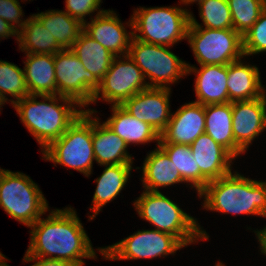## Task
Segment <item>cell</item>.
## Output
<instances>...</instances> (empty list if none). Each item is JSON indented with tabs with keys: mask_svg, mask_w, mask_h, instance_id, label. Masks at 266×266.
Wrapping results in <instances>:
<instances>
[{
	"mask_svg": "<svg viewBox=\"0 0 266 266\" xmlns=\"http://www.w3.org/2000/svg\"><path fill=\"white\" fill-rule=\"evenodd\" d=\"M38 98L42 101H37ZM12 106L21 123L39 143L41 152L60 138L85 111L74 99L60 95L29 94Z\"/></svg>",
	"mask_w": 266,
	"mask_h": 266,
	"instance_id": "obj_2",
	"label": "cell"
},
{
	"mask_svg": "<svg viewBox=\"0 0 266 266\" xmlns=\"http://www.w3.org/2000/svg\"><path fill=\"white\" fill-rule=\"evenodd\" d=\"M265 88L256 65L249 64L242 58L228 64L229 102L257 99L266 93Z\"/></svg>",
	"mask_w": 266,
	"mask_h": 266,
	"instance_id": "obj_20",
	"label": "cell"
},
{
	"mask_svg": "<svg viewBox=\"0 0 266 266\" xmlns=\"http://www.w3.org/2000/svg\"><path fill=\"white\" fill-rule=\"evenodd\" d=\"M205 133V106L194 101L185 103L171 113L159 143L191 145Z\"/></svg>",
	"mask_w": 266,
	"mask_h": 266,
	"instance_id": "obj_16",
	"label": "cell"
},
{
	"mask_svg": "<svg viewBox=\"0 0 266 266\" xmlns=\"http://www.w3.org/2000/svg\"><path fill=\"white\" fill-rule=\"evenodd\" d=\"M17 43L19 50L25 54L55 55L62 51L53 35L34 14L27 18L24 26L18 31Z\"/></svg>",
	"mask_w": 266,
	"mask_h": 266,
	"instance_id": "obj_27",
	"label": "cell"
},
{
	"mask_svg": "<svg viewBox=\"0 0 266 266\" xmlns=\"http://www.w3.org/2000/svg\"><path fill=\"white\" fill-rule=\"evenodd\" d=\"M71 51L83 63L84 68L99 81L104 78L115 57V55L91 38L84 30L80 32Z\"/></svg>",
	"mask_w": 266,
	"mask_h": 266,
	"instance_id": "obj_26",
	"label": "cell"
},
{
	"mask_svg": "<svg viewBox=\"0 0 266 266\" xmlns=\"http://www.w3.org/2000/svg\"><path fill=\"white\" fill-rule=\"evenodd\" d=\"M112 115L104 123L121 139L128 147L131 144H148L160 140V134L148 123L140 121L127 112L121 105L111 106Z\"/></svg>",
	"mask_w": 266,
	"mask_h": 266,
	"instance_id": "obj_23",
	"label": "cell"
},
{
	"mask_svg": "<svg viewBox=\"0 0 266 266\" xmlns=\"http://www.w3.org/2000/svg\"><path fill=\"white\" fill-rule=\"evenodd\" d=\"M34 15L53 35L62 50H71L83 30V24L63 10L51 9Z\"/></svg>",
	"mask_w": 266,
	"mask_h": 266,
	"instance_id": "obj_28",
	"label": "cell"
},
{
	"mask_svg": "<svg viewBox=\"0 0 266 266\" xmlns=\"http://www.w3.org/2000/svg\"><path fill=\"white\" fill-rule=\"evenodd\" d=\"M133 206L141 219L152 224L156 230L175 236L185 247L203 240L209 241V235L197 218L183 211L161 191L143 190Z\"/></svg>",
	"mask_w": 266,
	"mask_h": 266,
	"instance_id": "obj_4",
	"label": "cell"
},
{
	"mask_svg": "<svg viewBox=\"0 0 266 266\" xmlns=\"http://www.w3.org/2000/svg\"><path fill=\"white\" fill-rule=\"evenodd\" d=\"M190 147L201 174L209 182L232 172L236 158L206 133L200 135Z\"/></svg>",
	"mask_w": 266,
	"mask_h": 266,
	"instance_id": "obj_19",
	"label": "cell"
},
{
	"mask_svg": "<svg viewBox=\"0 0 266 266\" xmlns=\"http://www.w3.org/2000/svg\"><path fill=\"white\" fill-rule=\"evenodd\" d=\"M30 230V243L24 256L67 260L85 265L83 259H97L77 212L71 206L49 209L47 218L40 217Z\"/></svg>",
	"mask_w": 266,
	"mask_h": 266,
	"instance_id": "obj_1",
	"label": "cell"
},
{
	"mask_svg": "<svg viewBox=\"0 0 266 266\" xmlns=\"http://www.w3.org/2000/svg\"><path fill=\"white\" fill-rule=\"evenodd\" d=\"M170 46L131 40L128 56L141 69L148 87L169 88L187 76V63L170 51ZM150 80V81H149Z\"/></svg>",
	"mask_w": 266,
	"mask_h": 266,
	"instance_id": "obj_8",
	"label": "cell"
},
{
	"mask_svg": "<svg viewBox=\"0 0 266 266\" xmlns=\"http://www.w3.org/2000/svg\"><path fill=\"white\" fill-rule=\"evenodd\" d=\"M142 165L141 182L144 190L160 192L159 188L186 183L167 154L157 145Z\"/></svg>",
	"mask_w": 266,
	"mask_h": 266,
	"instance_id": "obj_21",
	"label": "cell"
},
{
	"mask_svg": "<svg viewBox=\"0 0 266 266\" xmlns=\"http://www.w3.org/2000/svg\"><path fill=\"white\" fill-rule=\"evenodd\" d=\"M92 112V145L96 163L100 166L114 164H133V156L127 151V143L114 133L100 117L98 111L85 109ZM95 114V115H94Z\"/></svg>",
	"mask_w": 266,
	"mask_h": 266,
	"instance_id": "obj_18",
	"label": "cell"
},
{
	"mask_svg": "<svg viewBox=\"0 0 266 266\" xmlns=\"http://www.w3.org/2000/svg\"><path fill=\"white\" fill-rule=\"evenodd\" d=\"M19 0H0V17L7 21L18 32L26 23Z\"/></svg>",
	"mask_w": 266,
	"mask_h": 266,
	"instance_id": "obj_35",
	"label": "cell"
},
{
	"mask_svg": "<svg viewBox=\"0 0 266 266\" xmlns=\"http://www.w3.org/2000/svg\"><path fill=\"white\" fill-rule=\"evenodd\" d=\"M200 68L187 63V75L195 74L194 91L196 100L204 106L229 103L227 89L228 65H199Z\"/></svg>",
	"mask_w": 266,
	"mask_h": 266,
	"instance_id": "obj_17",
	"label": "cell"
},
{
	"mask_svg": "<svg viewBox=\"0 0 266 266\" xmlns=\"http://www.w3.org/2000/svg\"><path fill=\"white\" fill-rule=\"evenodd\" d=\"M214 266H226L222 261H218Z\"/></svg>",
	"mask_w": 266,
	"mask_h": 266,
	"instance_id": "obj_42",
	"label": "cell"
},
{
	"mask_svg": "<svg viewBox=\"0 0 266 266\" xmlns=\"http://www.w3.org/2000/svg\"><path fill=\"white\" fill-rule=\"evenodd\" d=\"M158 146L167 154L171 162H173L181 178L186 182V185H190L189 187L196 189L197 194L209 183L201 174L199 166H197L192 155L190 145L158 143Z\"/></svg>",
	"mask_w": 266,
	"mask_h": 266,
	"instance_id": "obj_29",
	"label": "cell"
},
{
	"mask_svg": "<svg viewBox=\"0 0 266 266\" xmlns=\"http://www.w3.org/2000/svg\"><path fill=\"white\" fill-rule=\"evenodd\" d=\"M232 126V102L205 106V133L237 158L245 152L235 143Z\"/></svg>",
	"mask_w": 266,
	"mask_h": 266,
	"instance_id": "obj_24",
	"label": "cell"
},
{
	"mask_svg": "<svg viewBox=\"0 0 266 266\" xmlns=\"http://www.w3.org/2000/svg\"><path fill=\"white\" fill-rule=\"evenodd\" d=\"M171 89L148 87L126 100L121 106L133 117L148 123L161 134L171 117Z\"/></svg>",
	"mask_w": 266,
	"mask_h": 266,
	"instance_id": "obj_13",
	"label": "cell"
},
{
	"mask_svg": "<svg viewBox=\"0 0 266 266\" xmlns=\"http://www.w3.org/2000/svg\"><path fill=\"white\" fill-rule=\"evenodd\" d=\"M57 95L74 99L84 109L91 104L100 88V81L88 70L71 50L54 55Z\"/></svg>",
	"mask_w": 266,
	"mask_h": 266,
	"instance_id": "obj_12",
	"label": "cell"
},
{
	"mask_svg": "<svg viewBox=\"0 0 266 266\" xmlns=\"http://www.w3.org/2000/svg\"><path fill=\"white\" fill-rule=\"evenodd\" d=\"M24 76L30 95H57L54 55L25 54Z\"/></svg>",
	"mask_w": 266,
	"mask_h": 266,
	"instance_id": "obj_25",
	"label": "cell"
},
{
	"mask_svg": "<svg viewBox=\"0 0 266 266\" xmlns=\"http://www.w3.org/2000/svg\"><path fill=\"white\" fill-rule=\"evenodd\" d=\"M23 262L34 264L30 266H81L79 263L67 261V260H57V259H45L36 256H23Z\"/></svg>",
	"mask_w": 266,
	"mask_h": 266,
	"instance_id": "obj_36",
	"label": "cell"
},
{
	"mask_svg": "<svg viewBox=\"0 0 266 266\" xmlns=\"http://www.w3.org/2000/svg\"><path fill=\"white\" fill-rule=\"evenodd\" d=\"M148 88V83L141 69L128 56H115L100 88L94 94L92 104L105 101L111 106L122 105L130 97Z\"/></svg>",
	"mask_w": 266,
	"mask_h": 266,
	"instance_id": "obj_11",
	"label": "cell"
},
{
	"mask_svg": "<svg viewBox=\"0 0 266 266\" xmlns=\"http://www.w3.org/2000/svg\"><path fill=\"white\" fill-rule=\"evenodd\" d=\"M101 3L102 0H65L64 11L84 25L88 20L86 16H89L91 20L93 13L95 15L96 12L99 15L105 11V9H100Z\"/></svg>",
	"mask_w": 266,
	"mask_h": 266,
	"instance_id": "obj_34",
	"label": "cell"
},
{
	"mask_svg": "<svg viewBox=\"0 0 266 266\" xmlns=\"http://www.w3.org/2000/svg\"><path fill=\"white\" fill-rule=\"evenodd\" d=\"M132 166L133 164L104 165L102 174L94 180L97 186L93 194V205L90 206L92 214L88 216L89 221L102 211V207L121 193L131 176V170L134 169Z\"/></svg>",
	"mask_w": 266,
	"mask_h": 266,
	"instance_id": "obj_22",
	"label": "cell"
},
{
	"mask_svg": "<svg viewBox=\"0 0 266 266\" xmlns=\"http://www.w3.org/2000/svg\"><path fill=\"white\" fill-rule=\"evenodd\" d=\"M179 6L134 9L131 15L133 37L142 42L170 47L187 40L192 12Z\"/></svg>",
	"mask_w": 266,
	"mask_h": 266,
	"instance_id": "obj_5",
	"label": "cell"
},
{
	"mask_svg": "<svg viewBox=\"0 0 266 266\" xmlns=\"http://www.w3.org/2000/svg\"><path fill=\"white\" fill-rule=\"evenodd\" d=\"M186 41L199 65H228L245 58L242 36L234 29L189 26Z\"/></svg>",
	"mask_w": 266,
	"mask_h": 266,
	"instance_id": "obj_9",
	"label": "cell"
},
{
	"mask_svg": "<svg viewBox=\"0 0 266 266\" xmlns=\"http://www.w3.org/2000/svg\"><path fill=\"white\" fill-rule=\"evenodd\" d=\"M198 10L202 23L197 22L193 13H191L189 26L206 27L216 30L233 29L231 11L227 0H203L199 4Z\"/></svg>",
	"mask_w": 266,
	"mask_h": 266,
	"instance_id": "obj_30",
	"label": "cell"
},
{
	"mask_svg": "<svg viewBox=\"0 0 266 266\" xmlns=\"http://www.w3.org/2000/svg\"><path fill=\"white\" fill-rule=\"evenodd\" d=\"M203 208L222 214L266 218V180H254L234 171L210 181L197 195Z\"/></svg>",
	"mask_w": 266,
	"mask_h": 266,
	"instance_id": "obj_3",
	"label": "cell"
},
{
	"mask_svg": "<svg viewBox=\"0 0 266 266\" xmlns=\"http://www.w3.org/2000/svg\"><path fill=\"white\" fill-rule=\"evenodd\" d=\"M0 94L3 99L13 104L29 95L24 69L16 64L0 60ZM14 99H9L7 96Z\"/></svg>",
	"mask_w": 266,
	"mask_h": 266,
	"instance_id": "obj_31",
	"label": "cell"
},
{
	"mask_svg": "<svg viewBox=\"0 0 266 266\" xmlns=\"http://www.w3.org/2000/svg\"><path fill=\"white\" fill-rule=\"evenodd\" d=\"M203 0H180V4H184L185 6L191 5L193 3H197L199 5Z\"/></svg>",
	"mask_w": 266,
	"mask_h": 266,
	"instance_id": "obj_39",
	"label": "cell"
},
{
	"mask_svg": "<svg viewBox=\"0 0 266 266\" xmlns=\"http://www.w3.org/2000/svg\"><path fill=\"white\" fill-rule=\"evenodd\" d=\"M40 187L28 175L0 167V207L28 228L49 211Z\"/></svg>",
	"mask_w": 266,
	"mask_h": 266,
	"instance_id": "obj_7",
	"label": "cell"
},
{
	"mask_svg": "<svg viewBox=\"0 0 266 266\" xmlns=\"http://www.w3.org/2000/svg\"><path fill=\"white\" fill-rule=\"evenodd\" d=\"M232 125L235 143L246 153L266 129V93L254 100L232 102Z\"/></svg>",
	"mask_w": 266,
	"mask_h": 266,
	"instance_id": "obj_15",
	"label": "cell"
},
{
	"mask_svg": "<svg viewBox=\"0 0 266 266\" xmlns=\"http://www.w3.org/2000/svg\"><path fill=\"white\" fill-rule=\"evenodd\" d=\"M242 39L245 58L266 52V8Z\"/></svg>",
	"mask_w": 266,
	"mask_h": 266,
	"instance_id": "obj_33",
	"label": "cell"
},
{
	"mask_svg": "<svg viewBox=\"0 0 266 266\" xmlns=\"http://www.w3.org/2000/svg\"><path fill=\"white\" fill-rule=\"evenodd\" d=\"M185 246L173 235L151 230H138L110 246L96 248L105 260L154 259L174 255Z\"/></svg>",
	"mask_w": 266,
	"mask_h": 266,
	"instance_id": "obj_10",
	"label": "cell"
},
{
	"mask_svg": "<svg viewBox=\"0 0 266 266\" xmlns=\"http://www.w3.org/2000/svg\"><path fill=\"white\" fill-rule=\"evenodd\" d=\"M127 26L133 29L132 17L122 23L117 13L108 9L86 22L83 30L113 55L124 56L128 55L133 38V31H127Z\"/></svg>",
	"mask_w": 266,
	"mask_h": 266,
	"instance_id": "obj_14",
	"label": "cell"
},
{
	"mask_svg": "<svg viewBox=\"0 0 266 266\" xmlns=\"http://www.w3.org/2000/svg\"><path fill=\"white\" fill-rule=\"evenodd\" d=\"M42 159L91 176L95 160L92 145V112L84 111L67 131L42 151Z\"/></svg>",
	"mask_w": 266,
	"mask_h": 266,
	"instance_id": "obj_6",
	"label": "cell"
},
{
	"mask_svg": "<svg viewBox=\"0 0 266 266\" xmlns=\"http://www.w3.org/2000/svg\"><path fill=\"white\" fill-rule=\"evenodd\" d=\"M256 235V238L259 242L260 252L262 255L266 256V226L262 229H257L253 231Z\"/></svg>",
	"mask_w": 266,
	"mask_h": 266,
	"instance_id": "obj_38",
	"label": "cell"
},
{
	"mask_svg": "<svg viewBox=\"0 0 266 266\" xmlns=\"http://www.w3.org/2000/svg\"><path fill=\"white\" fill-rule=\"evenodd\" d=\"M5 103H9V102H6L3 97L1 96L0 94V111H1V107L5 105Z\"/></svg>",
	"mask_w": 266,
	"mask_h": 266,
	"instance_id": "obj_41",
	"label": "cell"
},
{
	"mask_svg": "<svg viewBox=\"0 0 266 266\" xmlns=\"http://www.w3.org/2000/svg\"><path fill=\"white\" fill-rule=\"evenodd\" d=\"M233 29L243 36L266 8V0H227Z\"/></svg>",
	"mask_w": 266,
	"mask_h": 266,
	"instance_id": "obj_32",
	"label": "cell"
},
{
	"mask_svg": "<svg viewBox=\"0 0 266 266\" xmlns=\"http://www.w3.org/2000/svg\"><path fill=\"white\" fill-rule=\"evenodd\" d=\"M15 37L18 39V32L7 21L0 17V40L7 39L9 37Z\"/></svg>",
	"mask_w": 266,
	"mask_h": 266,
	"instance_id": "obj_37",
	"label": "cell"
},
{
	"mask_svg": "<svg viewBox=\"0 0 266 266\" xmlns=\"http://www.w3.org/2000/svg\"><path fill=\"white\" fill-rule=\"evenodd\" d=\"M9 260L4 254L0 252V266H5Z\"/></svg>",
	"mask_w": 266,
	"mask_h": 266,
	"instance_id": "obj_40",
	"label": "cell"
}]
</instances>
